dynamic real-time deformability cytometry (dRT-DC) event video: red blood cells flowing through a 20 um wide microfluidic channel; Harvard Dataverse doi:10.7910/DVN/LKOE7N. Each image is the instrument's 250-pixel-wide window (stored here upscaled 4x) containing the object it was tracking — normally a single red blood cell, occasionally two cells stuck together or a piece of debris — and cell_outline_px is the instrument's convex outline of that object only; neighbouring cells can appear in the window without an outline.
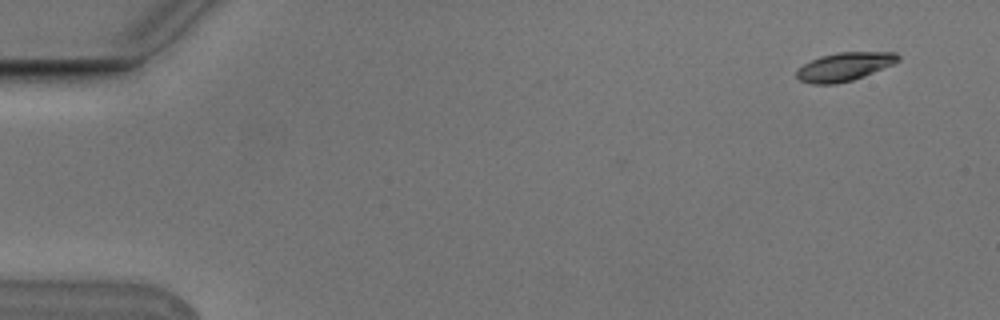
{"species": "Egyptian fruit bat (a non-hibernating species)", "species_latin": "Rousettus aegyptiacus", "temperature_condition": "cold", "stored_images_in_passage": 6, "camera_frame_rate_fps": 3000, "um_per_image_px": 0.085, "animal": {"sex": "male"}, "frame": {"image": 1, "passage_image": 1, "time_ms": 0.0, "image_size_px": [1000, 320], "cell_outline_px": [[900, 60], [892, 64], [864, 76], [852, 80], [836, 84], [812, 84], [800, 80], [796, 76], [796, 72], [804, 64], [820, 56], [836, 52], [896, 52], [900, 56]], "centroid_in_image_um": [71.78, 5.66], "position_along_channel_um": 13.2, "area_um2": 16.7}}
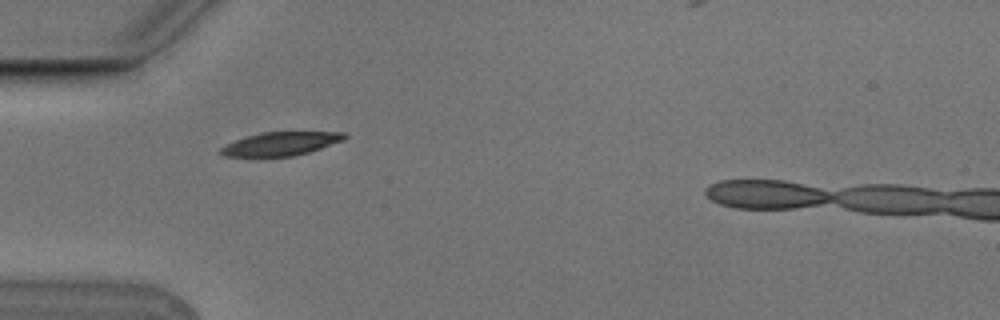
{"frame": {"image": 2, "passage_image": 4, "time_ms": 1.0, "image_size_px": [1000, 320], "cell_outline_px": [[348, 136], [344, 140], [308, 152], [292, 156], [224, 156], [220, 152], [220, 148], [224, 144], [248, 136], [264, 132], [344, 132]], "centroid_in_image_um": [23.87, 12.21], "position_along_channel_um": 61.1, "area_um2": 16.7}}
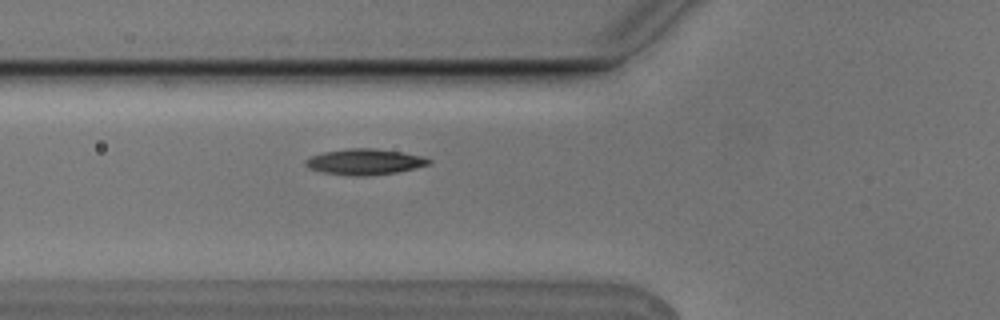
{"frame": {"image": 3, "passage_image": 5, "time_ms": 1.333, "image_size_px": [1000, 320], "cell_outline_px": [[432, 160], [428, 164], [416, 168], [396, 172], [368, 176], [352, 176], [324, 172], [308, 168], [304, 164], [304, 160], [308, 156], [324, 152], [348, 148], [376, 148], [400, 152], [420, 156]], "centroid_in_image_um": [30.94, 13.75], "position_along_channel_um": 94.9, "area_um2": 18.55}}